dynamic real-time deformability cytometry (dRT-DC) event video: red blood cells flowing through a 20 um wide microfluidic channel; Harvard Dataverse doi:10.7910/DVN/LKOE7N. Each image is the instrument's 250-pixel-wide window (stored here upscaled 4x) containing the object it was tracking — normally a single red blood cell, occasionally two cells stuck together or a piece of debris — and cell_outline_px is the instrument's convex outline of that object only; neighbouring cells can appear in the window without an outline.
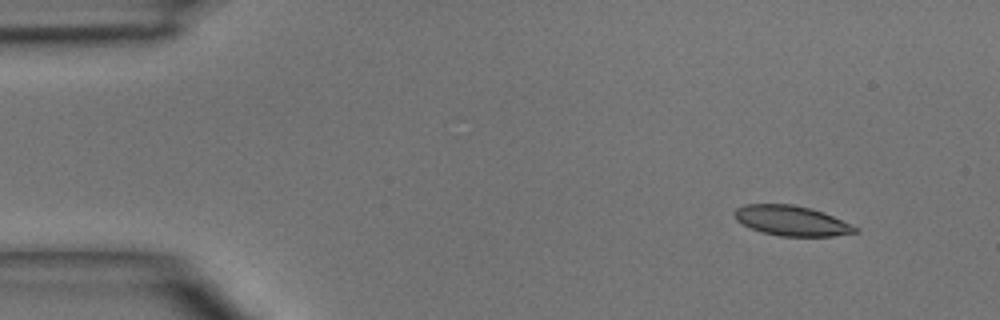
{"species": "common noctule bat (a hibernating species)", "species_latin": "Nyctalus noctula", "temperature_condition": "room temperature", "stored_images_in_passage": 3, "camera_frame_rate_fps": 3000, "um_per_image_px": 0.085, "animal": {"sex": "male", "body_mass_g": 15.6}, "frame": {"image": 1, "passage_image": 1, "time_ms": 0.0, "image_size_px": [1000, 320], "cell_outline_px": [[860, 232], [832, 236], [780, 236], [760, 232], [736, 220], [732, 212], [736, 208], [744, 204], [792, 204], [824, 212], [860, 228]], "centroid_in_image_um": [67.29, 18.76], "position_along_channel_um": 17.7, "area_um2": 21.21}}